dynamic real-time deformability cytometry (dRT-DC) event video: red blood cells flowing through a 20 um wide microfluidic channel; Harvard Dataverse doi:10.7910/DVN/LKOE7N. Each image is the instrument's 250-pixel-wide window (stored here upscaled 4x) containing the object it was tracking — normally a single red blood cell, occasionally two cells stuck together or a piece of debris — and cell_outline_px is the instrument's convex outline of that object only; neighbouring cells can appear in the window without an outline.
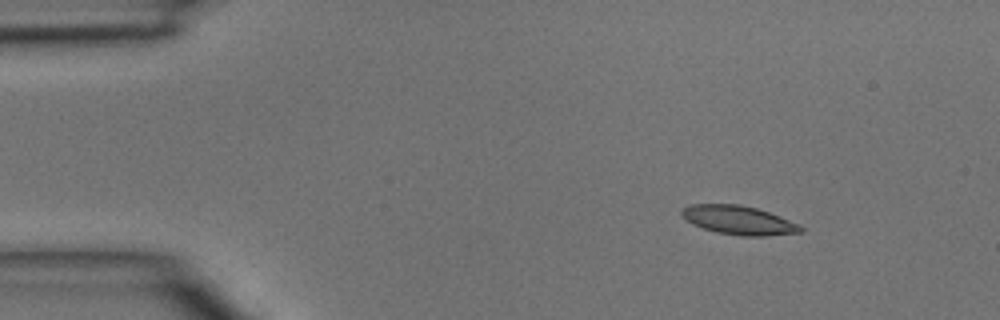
{"species": "common noctule bat (a hibernating species)", "species_latin": "Nyctalus noctula", "temperature_condition": "room temperature", "stored_images_in_passage": 2, "camera_frame_rate_fps": 3000, "um_per_image_px": 0.085, "animal": {"sex": "male", "body_mass_g": 15.6}, "frame": {"image": 1, "passage_image": 1, "time_ms": 0.0, "image_size_px": [1000, 320], "cell_outline_px": [[804, 232], [764, 236], [740, 236], [716, 232], [692, 224], [680, 216], [680, 212], [684, 208], [692, 204], [740, 204], [756, 208], [780, 216], [800, 224], [804, 228]], "centroid_in_image_um": [62.8, 18.72], "position_along_channel_um": 22.2, "area_um2": 20.11}}